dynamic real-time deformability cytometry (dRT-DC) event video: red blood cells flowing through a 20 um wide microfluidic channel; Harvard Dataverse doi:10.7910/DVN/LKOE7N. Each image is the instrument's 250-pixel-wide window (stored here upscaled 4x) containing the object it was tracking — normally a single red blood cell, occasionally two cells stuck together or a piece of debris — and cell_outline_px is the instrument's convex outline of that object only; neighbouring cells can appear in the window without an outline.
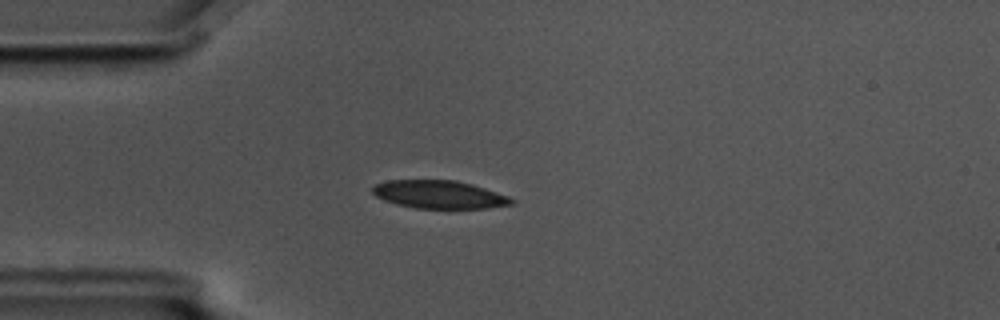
{"species": "common noctule bat (a hibernating species)", "species_latin": "Nyctalus noctula", "temperature_condition": "cold", "stored_images_in_passage": 5, "camera_frame_rate_fps": 3000, "um_per_image_px": 0.085, "animal": {"sex": "male", "body_mass_g": 17.5, "forearm_length_mm": 52.3}, "frame": {"image": 1, "passage_image": 5, "time_ms": 1.333, "image_size_px": [1000, 320], "cell_outline_px": [[516, 204], [488, 208], [416, 208], [396, 204], [384, 200], [376, 196], [372, 192], [372, 188], [376, 184], [388, 180], [456, 180], [472, 184], [508, 196], [516, 200]], "centroid_in_image_um": [37.36, 16.53], "position_along_channel_um": 47.6, "area_um2": 22.72}}